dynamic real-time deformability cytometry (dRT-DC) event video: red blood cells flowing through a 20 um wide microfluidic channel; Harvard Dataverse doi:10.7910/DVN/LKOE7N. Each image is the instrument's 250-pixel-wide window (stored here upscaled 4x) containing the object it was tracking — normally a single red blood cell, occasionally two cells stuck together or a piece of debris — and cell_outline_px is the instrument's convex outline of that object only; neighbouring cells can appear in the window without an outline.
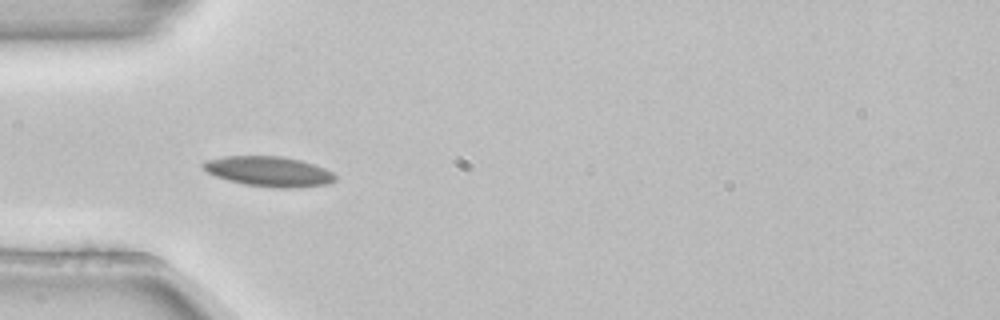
{"species": "common noctule bat (a hibernating species)", "species_latin": "Nyctalus noctula", "temperature_condition": "room temperature", "stored_images_in_passage": 36, "camera_frame_rate_fps": 3000, "um_per_image_px": 0.085, "animal": {"sex": "female", "body_mass_g": 22.7, "forearm_length_mm": 54.2}, "frame": {"image": 1, "passage_image": 1, "time_ms": 0.0, "image_size_px": [1000, 320], "cell_outline_px": [[336, 180], [328, 184], [300, 188], [276, 188], [244, 184], [228, 180], [216, 176], [208, 172], [200, 164], [204, 160], [224, 156], [280, 156], [300, 160], [324, 168], [332, 172], [336, 176]], "centroid_in_image_um": [22.85, 14.58], "position_along_channel_um": 62.1, "area_um2": 23.24}, "authors_computed_cell_mechanics": {"area_um2": 20.5768, "velocity_mm_per_s": 3.8488, "shape_relaxation_time_tau1_ms": null, "shape_relaxation_time_tau2_ms": 7.9802, "deformation_change_tau1": null, "deformation_change_tau2": 0.0859}}